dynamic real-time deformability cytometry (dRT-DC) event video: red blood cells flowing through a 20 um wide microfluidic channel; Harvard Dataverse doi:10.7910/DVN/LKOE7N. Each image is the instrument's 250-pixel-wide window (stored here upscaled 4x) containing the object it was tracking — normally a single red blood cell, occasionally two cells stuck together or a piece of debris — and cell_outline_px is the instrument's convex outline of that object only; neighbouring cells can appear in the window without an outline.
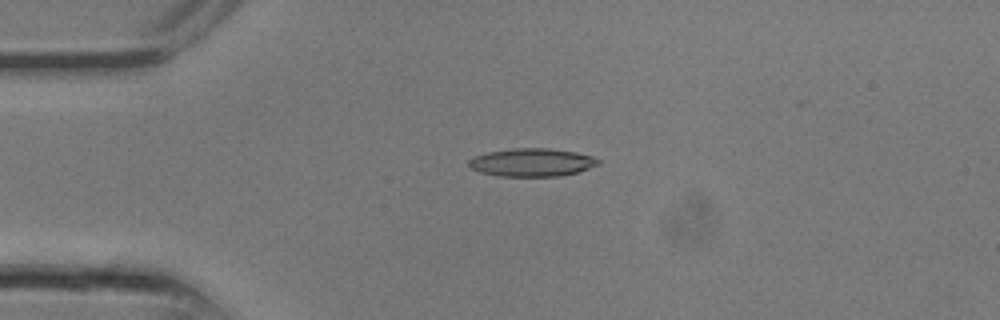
{"species": "common noctule bat (a hibernating species)", "species_latin": "Nyctalus noctula", "temperature_condition": "room temperature", "stored_images_in_passage": 10, "camera_frame_rate_fps": 3000, "um_per_image_px": 0.085, "animal": {"sex": "male", "body_mass_g": 13.3}, "frame": {"image": 1, "passage_image": 6, "time_ms": 1.667, "image_size_px": [1000, 320], "cell_outline_px": [[600, 164], [576, 172], [560, 176], [496, 176], [480, 172], [468, 168], [468, 160], [476, 156], [488, 152], [512, 148], [548, 148], [576, 152], [592, 156], [600, 160]], "centroid_in_image_um": [45.18, 13.8], "position_along_channel_um": 39.8, "area_um2": 21.21}}
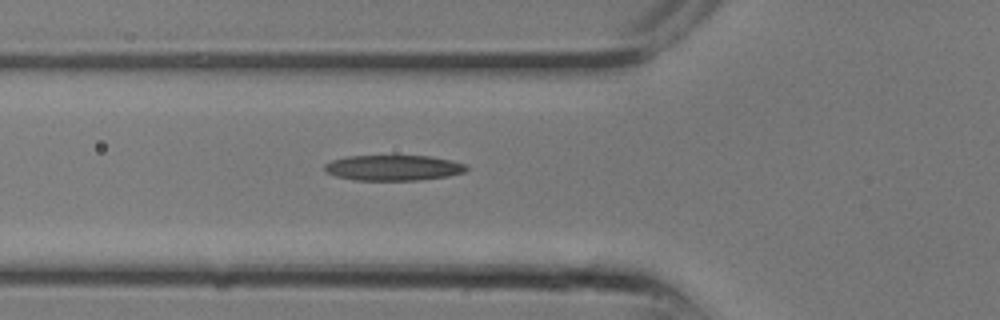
{"frame": {"image": 2, "passage_image": 9, "time_ms": 2.667, "image_size_px": [1000, 320], "cell_outline_px": [[468, 168], [464, 172], [448, 176], [416, 180], [356, 180], [336, 176], [324, 172], [324, 164], [332, 160], [344, 156], [428, 156], [448, 160], [464, 164]], "centroid_in_image_um": [33.36, 14.26], "position_along_channel_um": 92.4, "area_um2": 20.92}}